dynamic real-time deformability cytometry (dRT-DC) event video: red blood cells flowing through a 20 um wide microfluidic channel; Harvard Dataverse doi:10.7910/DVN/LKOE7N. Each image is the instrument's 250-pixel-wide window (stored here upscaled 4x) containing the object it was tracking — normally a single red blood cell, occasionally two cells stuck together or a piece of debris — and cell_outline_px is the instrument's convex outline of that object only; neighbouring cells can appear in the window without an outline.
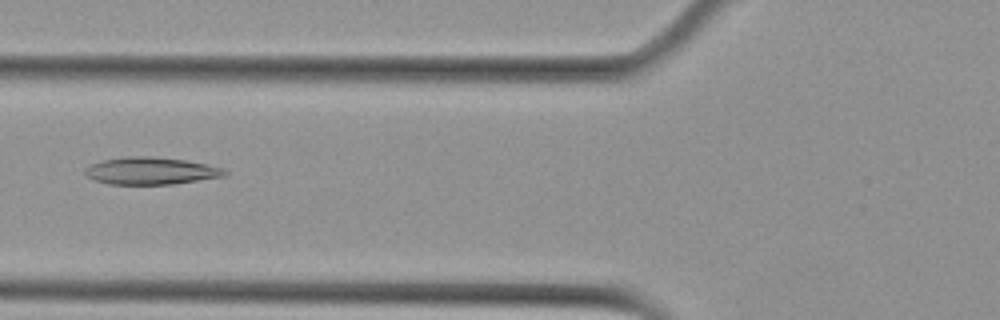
{"species": "Egyptian fruit bat (a non-hibernating species)", "species_latin": "Rousettus aegyptiacus", "temperature_condition": "cold", "stored_images_in_passage": 38, "camera_frame_rate_fps": 3000, "um_per_image_px": 0.085, "animal": {"sex": "female"}, "frame": {"image": 1, "passage_image": 5, "time_ms": 1.333, "image_size_px": [1000, 320], "cell_outline_px": [[228, 176], [172, 184], [108, 184], [96, 180], [88, 176], [84, 172], [84, 168], [92, 164], [104, 160], [124, 156], [152, 156], [184, 160], [208, 164], [224, 168], [228, 172]], "centroid_in_image_um": [12.88, 14.52], "position_along_channel_um": 112.9, "area_um2": 22.25}}
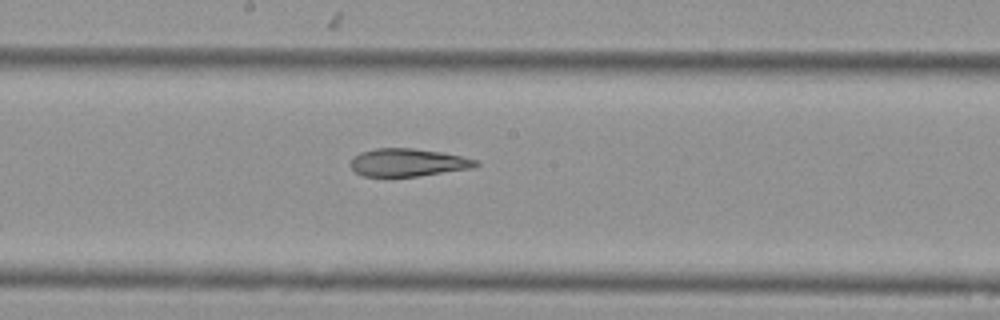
{"frame": {"image": 2, "passage_image": 13, "time_ms": 4.0, "image_size_px": [1000, 320], "cell_outline_px": [[480, 164], [476, 168], [416, 176], [364, 176], [356, 172], [352, 168], [352, 160], [360, 152], [376, 148], [412, 148], [440, 152], [480, 160]], "centroid_in_image_um": [34.75, 13.81], "position_along_channel_um": 213.5, "area_um2": 20.17}}
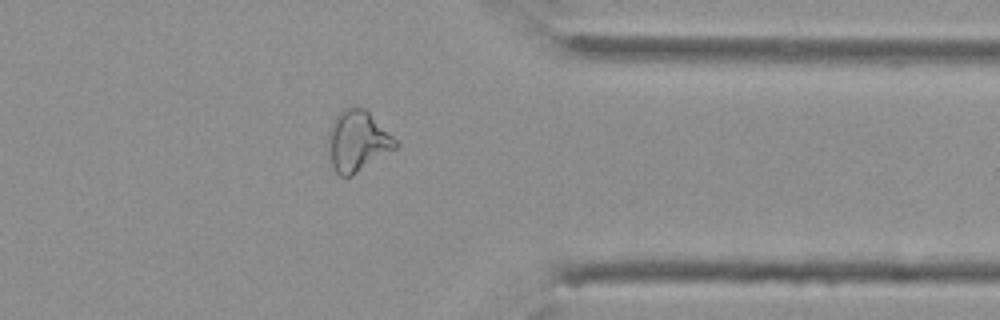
{"frame": {"image": 3, "passage_image": 27, "time_ms": 8.667, "image_size_px": [1000, 320], "cell_outline_px": [[400, 144], [396, 148], [352, 176], [340, 176], [336, 172], [332, 164], [328, 144], [328, 132], [336, 116], [344, 108], [364, 108]], "centroid_in_image_um": [30.38, 12.01], "position_along_channel_um": 381.0, "area_um2": 23.29}, "authors_computed_cell_mechanics": {"area_um2": 21.8773, "velocity_mm_per_s": 3.7761, "shape_relaxation_time_tau1_ms": null, "shape_relaxation_time_tau2_ms": 3.2926, "deformation_change_tau1": null, "deformation_change_tau2": 0.1076}}